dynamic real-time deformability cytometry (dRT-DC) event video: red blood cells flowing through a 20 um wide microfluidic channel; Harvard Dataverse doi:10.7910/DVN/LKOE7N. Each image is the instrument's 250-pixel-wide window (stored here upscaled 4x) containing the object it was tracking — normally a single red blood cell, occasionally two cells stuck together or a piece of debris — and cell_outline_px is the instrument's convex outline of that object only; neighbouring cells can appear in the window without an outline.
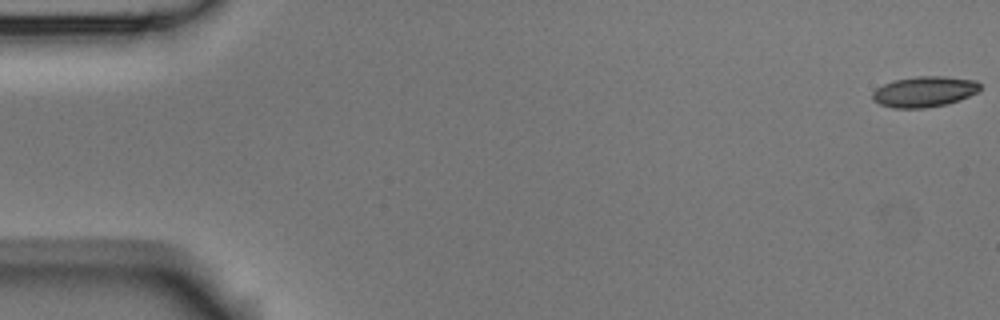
{"species": "Egyptian fruit bat (a non-hibernating species)", "species_latin": "Rousettus aegyptiacus", "temperature_condition": "room temperature", "stored_images_in_passage": 5, "camera_frame_rate_fps": 3000, "um_per_image_px": 0.085, "animal": {"sex": "male"}, "frame": {"image": 1, "passage_image": 1, "time_ms": 0.0, "image_size_px": [1000, 320], "cell_outline_px": [[980, 92], [960, 100], [948, 104], [924, 108], [892, 108], [880, 104], [872, 100], [872, 92], [876, 88], [884, 84], [896, 80], [916, 76], [944, 76], [976, 80], [980, 84]], "centroid_in_image_um": [78.59, 7.79], "position_along_channel_um": 6.4, "area_um2": 19.42}}
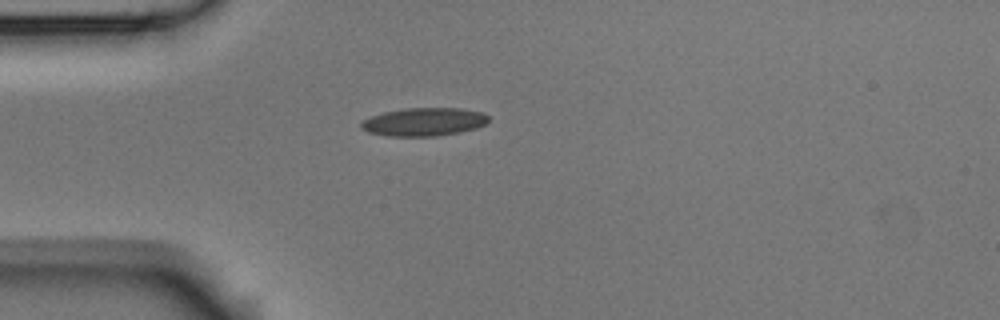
{"frame": {"image": 2, "passage_image": 5, "time_ms": 1.333, "image_size_px": [1000, 320], "cell_outline_px": [[488, 120], [484, 124], [476, 128], [460, 132], [436, 136], [388, 136], [368, 132], [360, 128], [360, 124], [364, 120], [372, 116], [384, 112], [408, 108], [460, 108], [484, 112], [488, 116]], "centroid_in_image_um": [36.04, 10.36], "position_along_channel_um": 49.0, "area_um2": 20.87}}